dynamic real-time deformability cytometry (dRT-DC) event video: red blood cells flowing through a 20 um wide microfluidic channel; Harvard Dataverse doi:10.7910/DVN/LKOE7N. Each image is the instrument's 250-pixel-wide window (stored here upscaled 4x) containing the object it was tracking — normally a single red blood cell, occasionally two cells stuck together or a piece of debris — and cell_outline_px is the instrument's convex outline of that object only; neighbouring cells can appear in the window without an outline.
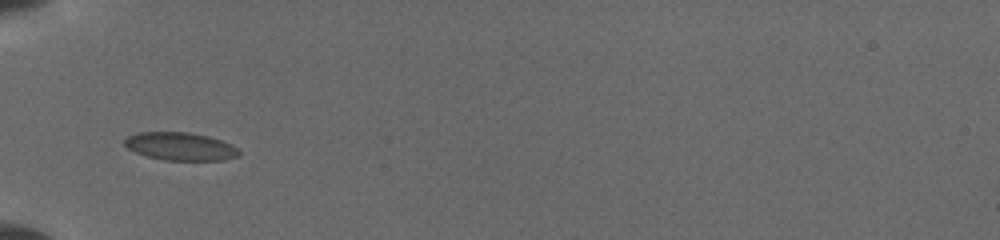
{"species": "common noctule bat (a hibernating species)", "species_latin": "Nyctalus noctula", "temperature_condition": "cold", "stored_images_in_passage": 49, "camera_frame_rate_fps": 3000, "um_per_image_px": 0.085, "animal": {"sex": "female", "body_mass_g": 19.5, "forearm_length_mm": 54.1}, "frame": {"image": 1, "passage_image": 1, "time_ms": 0.0, "image_size_px": [1000, 240], "cell_outline_px": [[240, 156], [224, 160], [164, 160], [148, 156], [136, 152], [128, 148], [124, 144], [124, 140], [128, 136], [140, 132], [188, 132], [208, 136], [220, 140], [236, 148], [240, 152]], "centroid_in_image_um": [15.33, 12.44], "position_along_channel_um": 69.7, "area_um2": 18.44}}
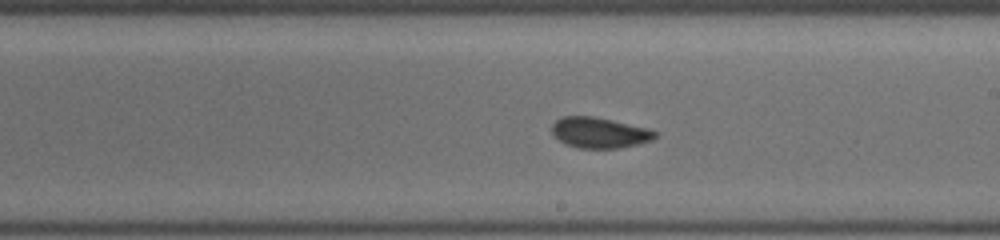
{"frame": {"image": 2, "passage_image": 23, "time_ms": 4.333, "image_size_px": [1000, 240], "cell_outline_px": [[660, 132], [652, 140], [620, 148], [580, 148], [568, 144], [560, 140], [552, 132], [552, 124], [556, 120], [564, 116], [592, 116], [648, 128]], "centroid_in_image_um": [50.98, 11.27], "position_along_channel_um": 238.0, "area_um2": 18.21}}
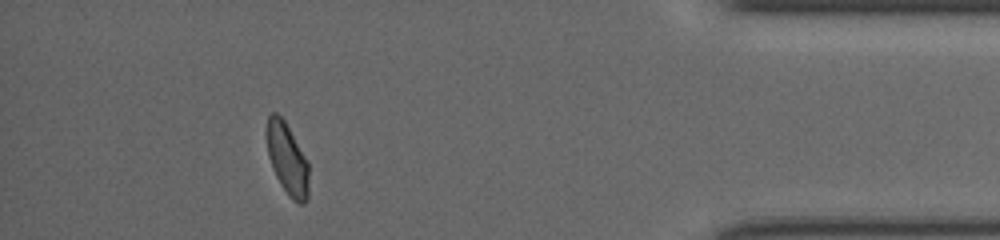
{"frame": {"image": 3, "passage_image": 42, "time_ms": 9.667, "image_size_px": [1000, 240], "cell_outline_px": [[308, 196], [304, 204], [300, 204], [292, 200], [288, 196], [280, 184], [272, 168], [268, 156], [264, 132], [268, 116], [272, 112], [276, 112], [284, 120], [304, 156], [308, 164]], "centroid_in_image_um": [24.37, 13.5], "position_along_channel_um": 410.8, "area_um2": 17.69}}